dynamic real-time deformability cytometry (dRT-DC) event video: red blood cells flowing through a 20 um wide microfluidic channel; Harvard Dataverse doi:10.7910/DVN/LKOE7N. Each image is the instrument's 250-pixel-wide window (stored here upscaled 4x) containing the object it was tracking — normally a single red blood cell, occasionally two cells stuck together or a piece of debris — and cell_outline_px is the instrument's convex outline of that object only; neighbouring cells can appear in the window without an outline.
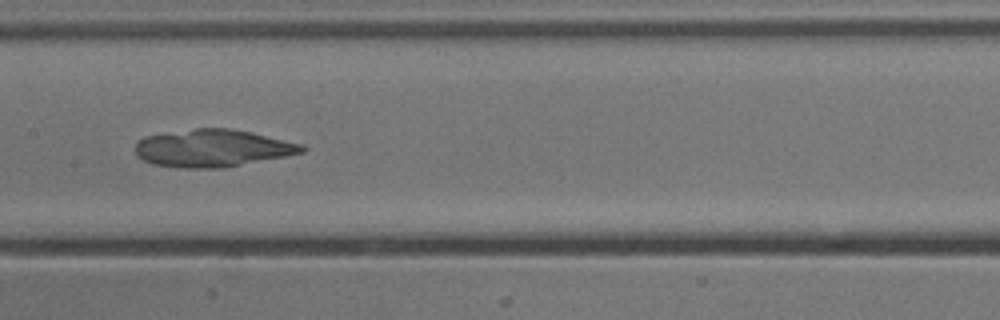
{"species": "common noctule bat (a hibernating species)", "species_latin": "Nyctalus noctula", "temperature_condition": "cold", "stored_images_in_passage": 42, "camera_frame_rate_fps": 3000, "um_per_image_px": 0.085, "animal": {"sex": "male", "body_mass_g": 13.3}, "frame": {"image": 1, "passage_image": 16, "time_ms": 5.0, "image_size_px": [1000, 320], "cell_outline_px": [[308, 148], [304, 152], [224, 168], [180, 168], [152, 164], [136, 156], [136, 144], [144, 136], [196, 128], [228, 128], [252, 132], [304, 144]], "centroid_in_image_um": [18.09, 12.59], "position_along_channel_um": 189.3, "area_um2": 36.41}}
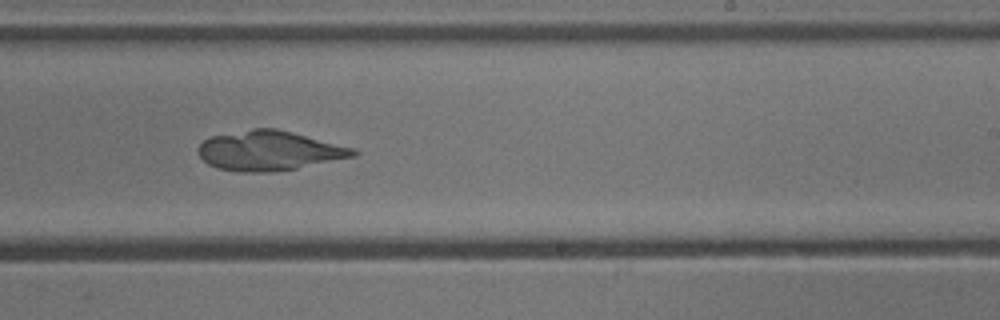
{"frame": {"image": 2, "passage_image": 22, "time_ms": 7.0, "image_size_px": [1000, 320], "cell_outline_px": [[360, 152], [356, 156], [296, 168], [272, 172], [236, 172], [220, 168], [208, 164], [196, 152], [196, 148], [204, 140], [212, 136], [256, 128], [276, 128], [356, 148]], "centroid_in_image_um": [22.89, 12.81], "position_along_channel_um": 266.1, "area_um2": 35.78}}
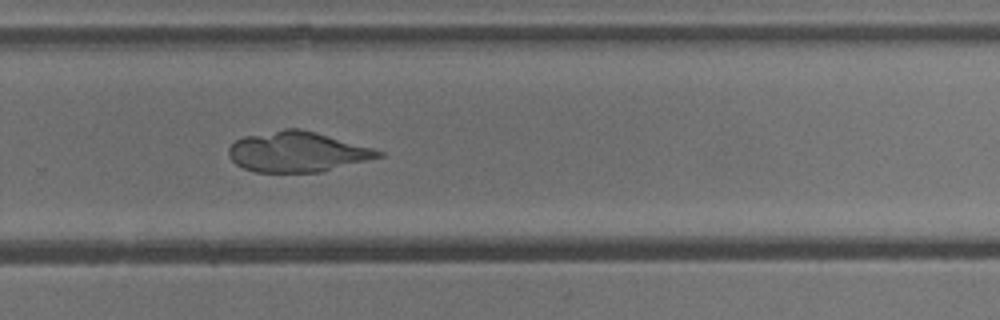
{"frame": {"image": 3, "passage_image": 25, "time_ms": 8.0, "image_size_px": [1000, 320], "cell_outline_px": [[384, 156], [320, 172], [256, 172], [244, 168], [236, 164], [228, 156], [228, 148], [236, 140], [244, 136], [284, 128], [300, 128], [316, 132], [372, 148], [384, 152]], "centroid_in_image_um": [25.25, 12.9], "position_along_channel_um": 304.6, "area_um2": 35.03}}